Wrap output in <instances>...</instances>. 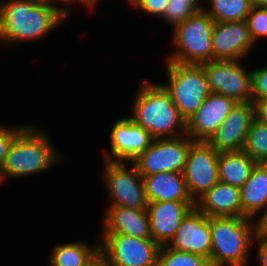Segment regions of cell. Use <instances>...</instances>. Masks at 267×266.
Segmentation results:
<instances>
[{"label": "cell", "mask_w": 267, "mask_h": 266, "mask_svg": "<svg viewBox=\"0 0 267 266\" xmlns=\"http://www.w3.org/2000/svg\"><path fill=\"white\" fill-rule=\"evenodd\" d=\"M255 46L246 20L215 22L212 31L213 60H245Z\"/></svg>", "instance_id": "cell-15"}, {"label": "cell", "mask_w": 267, "mask_h": 266, "mask_svg": "<svg viewBox=\"0 0 267 266\" xmlns=\"http://www.w3.org/2000/svg\"><path fill=\"white\" fill-rule=\"evenodd\" d=\"M89 266H107L105 261L99 256L93 263Z\"/></svg>", "instance_id": "cell-38"}, {"label": "cell", "mask_w": 267, "mask_h": 266, "mask_svg": "<svg viewBox=\"0 0 267 266\" xmlns=\"http://www.w3.org/2000/svg\"><path fill=\"white\" fill-rule=\"evenodd\" d=\"M255 221L257 235L267 237V207Z\"/></svg>", "instance_id": "cell-35"}, {"label": "cell", "mask_w": 267, "mask_h": 266, "mask_svg": "<svg viewBox=\"0 0 267 266\" xmlns=\"http://www.w3.org/2000/svg\"><path fill=\"white\" fill-rule=\"evenodd\" d=\"M254 246L256 248V259L258 266H267V237L257 235L255 236Z\"/></svg>", "instance_id": "cell-33"}, {"label": "cell", "mask_w": 267, "mask_h": 266, "mask_svg": "<svg viewBox=\"0 0 267 266\" xmlns=\"http://www.w3.org/2000/svg\"><path fill=\"white\" fill-rule=\"evenodd\" d=\"M157 266H211L208 258L160 246Z\"/></svg>", "instance_id": "cell-26"}, {"label": "cell", "mask_w": 267, "mask_h": 266, "mask_svg": "<svg viewBox=\"0 0 267 266\" xmlns=\"http://www.w3.org/2000/svg\"><path fill=\"white\" fill-rule=\"evenodd\" d=\"M180 1H187V3L195 10L200 11L204 9V6L200 5L205 0H180ZM203 1V2H202Z\"/></svg>", "instance_id": "cell-36"}, {"label": "cell", "mask_w": 267, "mask_h": 266, "mask_svg": "<svg viewBox=\"0 0 267 266\" xmlns=\"http://www.w3.org/2000/svg\"><path fill=\"white\" fill-rule=\"evenodd\" d=\"M129 164L131 167H126L128 164L125 162L103 161V184L107 198H110L108 206L147 210L142 176L132 162Z\"/></svg>", "instance_id": "cell-7"}, {"label": "cell", "mask_w": 267, "mask_h": 266, "mask_svg": "<svg viewBox=\"0 0 267 266\" xmlns=\"http://www.w3.org/2000/svg\"><path fill=\"white\" fill-rule=\"evenodd\" d=\"M195 207L194 201H163L148 203L150 234L159 246L169 243L183 217Z\"/></svg>", "instance_id": "cell-17"}, {"label": "cell", "mask_w": 267, "mask_h": 266, "mask_svg": "<svg viewBox=\"0 0 267 266\" xmlns=\"http://www.w3.org/2000/svg\"><path fill=\"white\" fill-rule=\"evenodd\" d=\"M132 8H136L142 0H125Z\"/></svg>", "instance_id": "cell-39"}, {"label": "cell", "mask_w": 267, "mask_h": 266, "mask_svg": "<svg viewBox=\"0 0 267 266\" xmlns=\"http://www.w3.org/2000/svg\"><path fill=\"white\" fill-rule=\"evenodd\" d=\"M256 163L267 164V124L255 118L242 148Z\"/></svg>", "instance_id": "cell-25"}, {"label": "cell", "mask_w": 267, "mask_h": 266, "mask_svg": "<svg viewBox=\"0 0 267 266\" xmlns=\"http://www.w3.org/2000/svg\"><path fill=\"white\" fill-rule=\"evenodd\" d=\"M193 142L187 135L178 138L154 139L152 144L132 163L142 177L160 172L182 173Z\"/></svg>", "instance_id": "cell-10"}, {"label": "cell", "mask_w": 267, "mask_h": 266, "mask_svg": "<svg viewBox=\"0 0 267 266\" xmlns=\"http://www.w3.org/2000/svg\"><path fill=\"white\" fill-rule=\"evenodd\" d=\"M99 255L107 266H157L160 246L152 239L102 234Z\"/></svg>", "instance_id": "cell-8"}, {"label": "cell", "mask_w": 267, "mask_h": 266, "mask_svg": "<svg viewBox=\"0 0 267 266\" xmlns=\"http://www.w3.org/2000/svg\"><path fill=\"white\" fill-rule=\"evenodd\" d=\"M101 234H124L136 238L152 239L147 210L106 206Z\"/></svg>", "instance_id": "cell-18"}, {"label": "cell", "mask_w": 267, "mask_h": 266, "mask_svg": "<svg viewBox=\"0 0 267 266\" xmlns=\"http://www.w3.org/2000/svg\"><path fill=\"white\" fill-rule=\"evenodd\" d=\"M110 152L102 151L103 160L132 162L153 142L154 138L130 118L117 120L110 129ZM114 155V156H113Z\"/></svg>", "instance_id": "cell-12"}, {"label": "cell", "mask_w": 267, "mask_h": 266, "mask_svg": "<svg viewBox=\"0 0 267 266\" xmlns=\"http://www.w3.org/2000/svg\"><path fill=\"white\" fill-rule=\"evenodd\" d=\"M251 7L267 6V0H247Z\"/></svg>", "instance_id": "cell-37"}, {"label": "cell", "mask_w": 267, "mask_h": 266, "mask_svg": "<svg viewBox=\"0 0 267 266\" xmlns=\"http://www.w3.org/2000/svg\"><path fill=\"white\" fill-rule=\"evenodd\" d=\"M242 217L256 220L267 207V164L257 163L240 188Z\"/></svg>", "instance_id": "cell-21"}, {"label": "cell", "mask_w": 267, "mask_h": 266, "mask_svg": "<svg viewBox=\"0 0 267 266\" xmlns=\"http://www.w3.org/2000/svg\"><path fill=\"white\" fill-rule=\"evenodd\" d=\"M59 6L48 0H0V44L13 47L45 38L67 20Z\"/></svg>", "instance_id": "cell-1"}, {"label": "cell", "mask_w": 267, "mask_h": 266, "mask_svg": "<svg viewBox=\"0 0 267 266\" xmlns=\"http://www.w3.org/2000/svg\"><path fill=\"white\" fill-rule=\"evenodd\" d=\"M204 10L215 22L246 20L251 5L247 0H208Z\"/></svg>", "instance_id": "cell-24"}, {"label": "cell", "mask_w": 267, "mask_h": 266, "mask_svg": "<svg viewBox=\"0 0 267 266\" xmlns=\"http://www.w3.org/2000/svg\"><path fill=\"white\" fill-rule=\"evenodd\" d=\"M217 152L207 141H194L182 172L189 195L195 202L219 182Z\"/></svg>", "instance_id": "cell-11"}, {"label": "cell", "mask_w": 267, "mask_h": 266, "mask_svg": "<svg viewBox=\"0 0 267 266\" xmlns=\"http://www.w3.org/2000/svg\"><path fill=\"white\" fill-rule=\"evenodd\" d=\"M28 124H22V126L6 125V123L0 124V172L2 170L5 157L9 151L10 145L14 138L27 126Z\"/></svg>", "instance_id": "cell-30"}, {"label": "cell", "mask_w": 267, "mask_h": 266, "mask_svg": "<svg viewBox=\"0 0 267 266\" xmlns=\"http://www.w3.org/2000/svg\"><path fill=\"white\" fill-rule=\"evenodd\" d=\"M43 130L28 124L14 138L0 172V185L8 178H25L47 172L65 160Z\"/></svg>", "instance_id": "cell-3"}, {"label": "cell", "mask_w": 267, "mask_h": 266, "mask_svg": "<svg viewBox=\"0 0 267 266\" xmlns=\"http://www.w3.org/2000/svg\"><path fill=\"white\" fill-rule=\"evenodd\" d=\"M145 196L148 203L163 201H193L182 173L160 172L143 176Z\"/></svg>", "instance_id": "cell-20"}, {"label": "cell", "mask_w": 267, "mask_h": 266, "mask_svg": "<svg viewBox=\"0 0 267 266\" xmlns=\"http://www.w3.org/2000/svg\"><path fill=\"white\" fill-rule=\"evenodd\" d=\"M168 0H142L138 6L135 8L142 11V13H147V15H155L158 18H162L167 6Z\"/></svg>", "instance_id": "cell-31"}, {"label": "cell", "mask_w": 267, "mask_h": 266, "mask_svg": "<svg viewBox=\"0 0 267 266\" xmlns=\"http://www.w3.org/2000/svg\"><path fill=\"white\" fill-rule=\"evenodd\" d=\"M236 102L210 93L198 110L186 121V135L193 141H207L226 119Z\"/></svg>", "instance_id": "cell-16"}, {"label": "cell", "mask_w": 267, "mask_h": 266, "mask_svg": "<svg viewBox=\"0 0 267 266\" xmlns=\"http://www.w3.org/2000/svg\"><path fill=\"white\" fill-rule=\"evenodd\" d=\"M99 1L101 0H57V4L59 3L60 5L62 4V6H59L60 11L62 12V14L69 19V14L72 13L71 8L70 7H66L69 3V5L71 4H79L82 6H85L84 8L88 9V10H92L95 9L99 3ZM66 3V4H65ZM66 6H65V5ZM64 5V6H63ZM70 8V9H69Z\"/></svg>", "instance_id": "cell-32"}, {"label": "cell", "mask_w": 267, "mask_h": 266, "mask_svg": "<svg viewBox=\"0 0 267 266\" xmlns=\"http://www.w3.org/2000/svg\"><path fill=\"white\" fill-rule=\"evenodd\" d=\"M255 115L253 102L236 103L207 142L217 152L242 151Z\"/></svg>", "instance_id": "cell-13"}, {"label": "cell", "mask_w": 267, "mask_h": 266, "mask_svg": "<svg viewBox=\"0 0 267 266\" xmlns=\"http://www.w3.org/2000/svg\"><path fill=\"white\" fill-rule=\"evenodd\" d=\"M252 102L267 100V65L251 69Z\"/></svg>", "instance_id": "cell-29"}, {"label": "cell", "mask_w": 267, "mask_h": 266, "mask_svg": "<svg viewBox=\"0 0 267 266\" xmlns=\"http://www.w3.org/2000/svg\"><path fill=\"white\" fill-rule=\"evenodd\" d=\"M206 217H242L240 188L217 182L195 201Z\"/></svg>", "instance_id": "cell-19"}, {"label": "cell", "mask_w": 267, "mask_h": 266, "mask_svg": "<svg viewBox=\"0 0 267 266\" xmlns=\"http://www.w3.org/2000/svg\"><path fill=\"white\" fill-rule=\"evenodd\" d=\"M129 117L154 139L186 135V120L159 82L145 81L136 89Z\"/></svg>", "instance_id": "cell-2"}, {"label": "cell", "mask_w": 267, "mask_h": 266, "mask_svg": "<svg viewBox=\"0 0 267 266\" xmlns=\"http://www.w3.org/2000/svg\"><path fill=\"white\" fill-rule=\"evenodd\" d=\"M166 82H160L187 121L210 94L201 65L165 61Z\"/></svg>", "instance_id": "cell-6"}, {"label": "cell", "mask_w": 267, "mask_h": 266, "mask_svg": "<svg viewBox=\"0 0 267 266\" xmlns=\"http://www.w3.org/2000/svg\"><path fill=\"white\" fill-rule=\"evenodd\" d=\"M50 252V266H89L100 256L99 239L95 245L82 241L55 244Z\"/></svg>", "instance_id": "cell-22"}, {"label": "cell", "mask_w": 267, "mask_h": 266, "mask_svg": "<svg viewBox=\"0 0 267 266\" xmlns=\"http://www.w3.org/2000/svg\"><path fill=\"white\" fill-rule=\"evenodd\" d=\"M210 230L211 266H247L257 234L255 220L248 217H210Z\"/></svg>", "instance_id": "cell-4"}, {"label": "cell", "mask_w": 267, "mask_h": 266, "mask_svg": "<svg viewBox=\"0 0 267 266\" xmlns=\"http://www.w3.org/2000/svg\"><path fill=\"white\" fill-rule=\"evenodd\" d=\"M250 37L254 44L267 37V6L251 7L246 17Z\"/></svg>", "instance_id": "cell-27"}, {"label": "cell", "mask_w": 267, "mask_h": 266, "mask_svg": "<svg viewBox=\"0 0 267 266\" xmlns=\"http://www.w3.org/2000/svg\"><path fill=\"white\" fill-rule=\"evenodd\" d=\"M196 12L187 1L168 0L165 12L161 20L174 28Z\"/></svg>", "instance_id": "cell-28"}, {"label": "cell", "mask_w": 267, "mask_h": 266, "mask_svg": "<svg viewBox=\"0 0 267 266\" xmlns=\"http://www.w3.org/2000/svg\"><path fill=\"white\" fill-rule=\"evenodd\" d=\"M166 246L177 251L190 252L208 258L210 261V217H206L196 207L191 208Z\"/></svg>", "instance_id": "cell-14"}, {"label": "cell", "mask_w": 267, "mask_h": 266, "mask_svg": "<svg viewBox=\"0 0 267 266\" xmlns=\"http://www.w3.org/2000/svg\"><path fill=\"white\" fill-rule=\"evenodd\" d=\"M242 64V60L213 59L200 64L210 93L231 98L236 103L252 102L251 70Z\"/></svg>", "instance_id": "cell-9"}, {"label": "cell", "mask_w": 267, "mask_h": 266, "mask_svg": "<svg viewBox=\"0 0 267 266\" xmlns=\"http://www.w3.org/2000/svg\"><path fill=\"white\" fill-rule=\"evenodd\" d=\"M254 104L256 118L267 124V100H258Z\"/></svg>", "instance_id": "cell-34"}, {"label": "cell", "mask_w": 267, "mask_h": 266, "mask_svg": "<svg viewBox=\"0 0 267 266\" xmlns=\"http://www.w3.org/2000/svg\"><path fill=\"white\" fill-rule=\"evenodd\" d=\"M215 21L203 9L173 28L174 51L168 53L165 61L180 64H196L212 60V31Z\"/></svg>", "instance_id": "cell-5"}, {"label": "cell", "mask_w": 267, "mask_h": 266, "mask_svg": "<svg viewBox=\"0 0 267 266\" xmlns=\"http://www.w3.org/2000/svg\"><path fill=\"white\" fill-rule=\"evenodd\" d=\"M256 164L244 151L219 152V182L241 188Z\"/></svg>", "instance_id": "cell-23"}]
</instances>
